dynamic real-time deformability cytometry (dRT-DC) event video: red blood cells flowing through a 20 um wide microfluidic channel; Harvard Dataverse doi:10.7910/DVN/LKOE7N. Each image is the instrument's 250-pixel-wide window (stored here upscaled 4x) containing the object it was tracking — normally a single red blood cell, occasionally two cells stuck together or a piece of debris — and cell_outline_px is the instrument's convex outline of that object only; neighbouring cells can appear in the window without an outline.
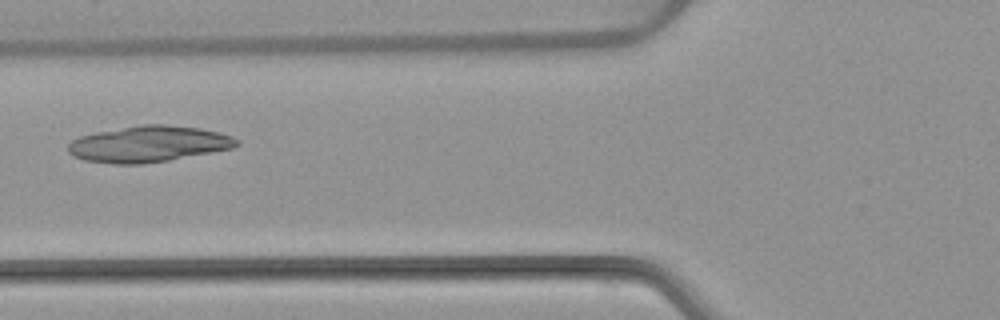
{"species": "common noctule bat (a hibernating species)", "species_latin": "Nyctalus noctula", "temperature_condition": "warm", "stored_images_in_passage": 7, "camera_frame_rate_fps": 3000, "um_per_image_px": 0.085, "animal": {"sex": "female", "body_mass_g": 22.7, "forearm_length_mm": 54.2}, "frame": {"image": 1, "passage_image": 6, "time_ms": 6.333, "image_size_px": [1000, 320], "cell_outline_px": [[240, 144], [232, 148], [168, 160], [144, 164], [112, 164], [84, 160], [72, 156], [68, 152], [68, 144], [72, 140], [80, 136], [96, 132], [140, 124], [164, 124], [200, 128], [220, 132], [232, 136], [240, 140]], "centroid_in_image_um": [12.62, 12.24], "position_along_channel_um": 113.2, "area_um2": 35.66}}
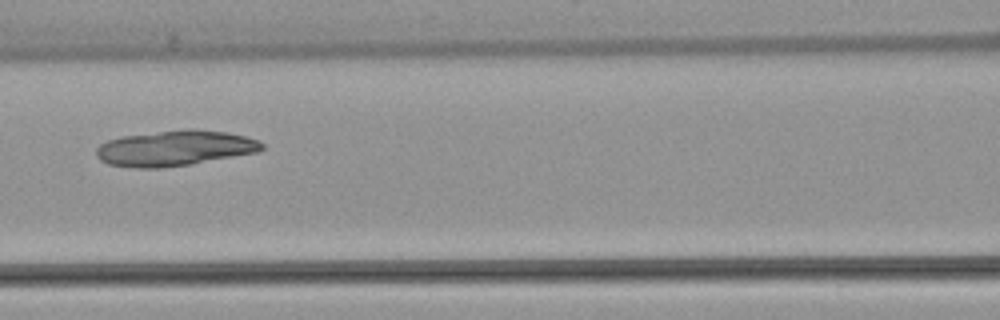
{"frame": {"image": 2, "passage_image": 7, "time_ms": 7.333, "image_size_px": [1000, 320], "cell_outline_px": [[264, 148], [256, 152], [192, 164], [160, 168], [136, 168], [108, 164], [100, 160], [96, 156], [96, 148], [100, 144], [108, 140], [124, 136], [188, 128], [196, 128], [228, 132], [260, 140], [264, 144]], "centroid_in_image_um": [14.87, 12.59], "position_along_channel_um": 151.7, "area_um2": 34.33}}